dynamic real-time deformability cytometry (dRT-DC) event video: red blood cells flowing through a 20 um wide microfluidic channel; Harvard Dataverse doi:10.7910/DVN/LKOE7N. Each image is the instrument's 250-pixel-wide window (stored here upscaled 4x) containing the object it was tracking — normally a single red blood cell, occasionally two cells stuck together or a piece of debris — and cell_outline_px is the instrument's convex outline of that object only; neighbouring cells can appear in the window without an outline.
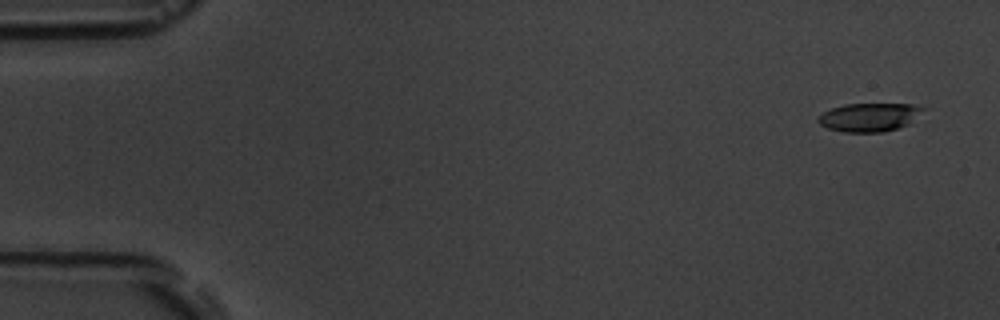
{"species": "common noctule bat (a hibernating species)", "species_latin": "Nyctalus noctula", "temperature_condition": "room temperature", "stored_images_in_passage": 5, "camera_frame_rate_fps": 3000, "um_per_image_px": 0.085, "animal": {"sex": "male", "body_mass_g": 19.5, "forearm_length_mm": 54.6}, "frame": {"image": 1, "passage_image": 1, "time_ms": 0.0, "image_size_px": [1000, 320], "cell_outline_px": [[928, 108], [908, 124], [884, 132], [844, 132], [828, 128], [820, 124], [816, 120], [824, 112], [832, 108], [844, 104], [912, 104]], "centroid_in_image_um": [73.91, 9.96], "position_along_channel_um": 11.1, "area_um2": 17.34}}
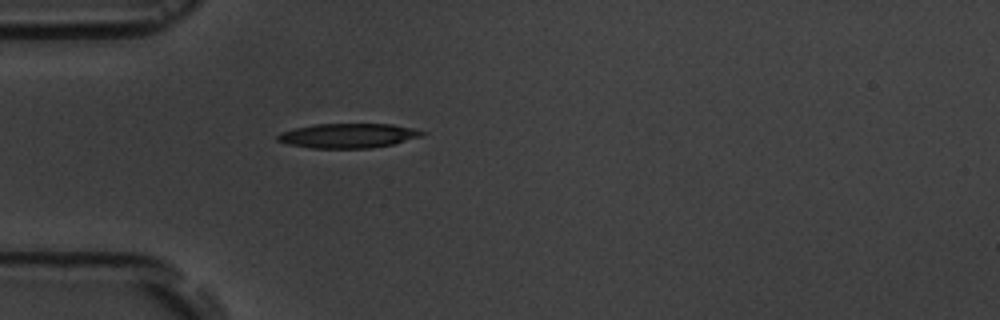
{"frame": {"image": 2, "passage_image": 5, "time_ms": 4.667, "image_size_px": [1000, 320], "cell_outline_px": [[428, 132], [420, 136], [392, 144], [372, 148], [312, 148], [288, 144], [276, 140], [276, 136], [280, 132], [296, 128], [316, 124], [392, 124], [412, 128]], "centroid_in_image_um": [29.57, 11.53], "position_along_channel_um": 55.4, "area_um2": 20.52}}